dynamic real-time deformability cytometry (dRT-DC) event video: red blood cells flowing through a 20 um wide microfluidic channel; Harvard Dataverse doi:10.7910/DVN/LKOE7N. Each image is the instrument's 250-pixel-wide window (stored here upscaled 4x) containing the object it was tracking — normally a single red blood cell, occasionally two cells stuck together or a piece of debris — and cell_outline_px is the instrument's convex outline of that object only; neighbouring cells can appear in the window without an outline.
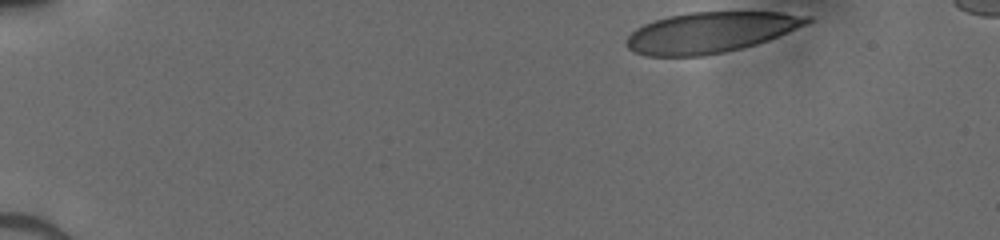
{"species": "human", "species_latin": "Homo sapiens", "temperature_condition": "cold", "stored_images_in_passage": 38, "camera_frame_rate_fps": 3000, "um_per_image_px": 0.085, "donor": {"sex": "male"}, "frame": {"image": 1, "passage_image": 1, "time_ms": 0.0, "image_size_px": [1000, 240], "cell_outline_px": [[812, 20], [808, 24], [768, 40], [756, 44], [724, 52], [704, 56], [644, 56], [628, 48], [624, 44], [628, 36], [636, 28], [644, 24], [668, 16], [692, 12], [780, 12], [812, 16]], "centroid_in_image_um": [60.39, 2.75], "position_along_channel_um": 24.6, "area_um2": 42.77}}
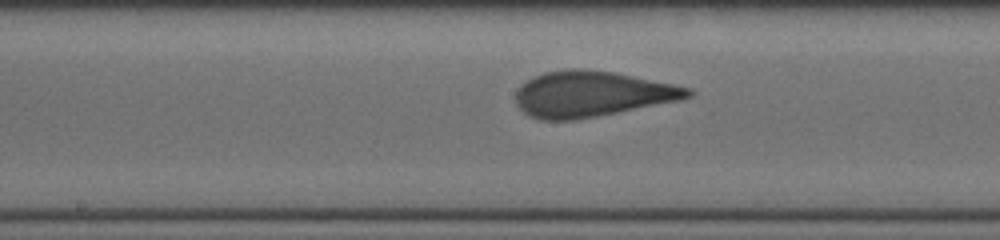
{"frame": {"image": 2, "passage_image": 22, "time_ms": 7.0, "image_size_px": [1000, 240], "cell_outline_px": [[692, 96], [680, 100], [596, 116], [572, 120], [540, 120], [528, 116], [516, 104], [516, 88], [520, 84], [544, 72], [572, 68], [580, 68], [612, 72], [692, 88]], "centroid_in_image_um": [50.25, 7.99], "position_along_channel_um": 197.9, "area_um2": 45.49}}
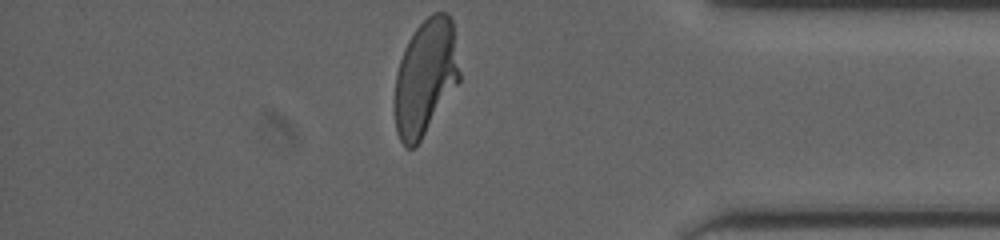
{"frame": {"image": 3, "passage_image": 38, "time_ms": 12.333, "image_size_px": [1000, 240], "cell_outline_px": [[460, 80], [420, 140], [412, 148], [408, 148], [400, 140], [396, 132], [392, 100], [396, 72], [404, 48], [408, 40], [416, 28], [432, 12], [448, 12], [452, 20], [460, 72]], "centroid_in_image_um": [36.12, 6.55], "position_along_channel_um": 399.1, "area_um2": 43.99}}